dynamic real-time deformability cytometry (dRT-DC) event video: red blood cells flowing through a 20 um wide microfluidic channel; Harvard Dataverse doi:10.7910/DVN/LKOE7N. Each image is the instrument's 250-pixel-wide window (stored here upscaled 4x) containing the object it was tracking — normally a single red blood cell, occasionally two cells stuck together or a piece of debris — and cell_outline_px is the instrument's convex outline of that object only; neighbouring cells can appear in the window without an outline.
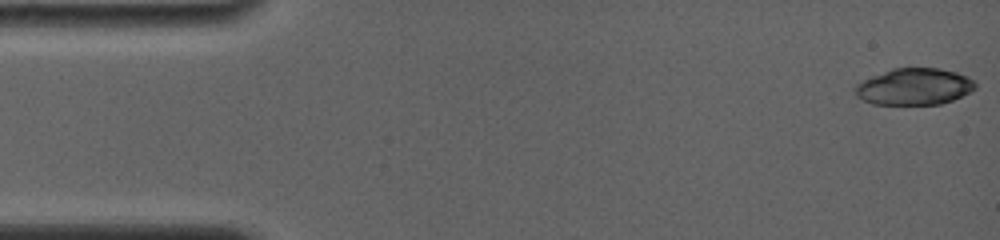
{"species": "common noctule bat (a hibernating species)", "species_latin": "Nyctalus noctula", "temperature_condition": "room temperature", "stored_images_in_passage": 6, "camera_frame_rate_fps": 4000, "um_per_image_px": 0.085, "animal": {"sex": "female", "body_mass_g": 19.0, "forearm_length_mm": 56.7}, "frame": {"image": 1, "passage_image": 1, "time_ms": 0.0, "image_size_px": [1000, 240], "cell_outline_px": [[976, 88], [952, 100], [940, 104], [872, 104], [856, 96], [852, 88], [856, 84], [872, 76], [892, 68], [940, 68], [956, 72], [968, 76], [976, 84]], "centroid_in_image_um": [77.68, 7.36], "position_along_channel_um": 7.3, "area_um2": 25.61}}
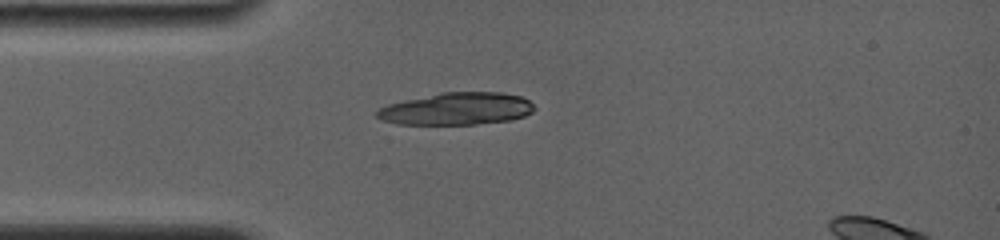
{"frame": {"image": 2, "passage_image": 6, "time_ms": 4.0, "image_size_px": [1000, 240], "cell_outline_px": [[536, 108], [532, 112], [524, 116], [508, 120], [476, 124], [396, 124], [380, 120], [376, 116], [376, 108], [388, 104], [440, 92], [500, 92], [520, 96], [528, 100]], "centroid_in_image_um": [38.78, 9.24], "position_along_channel_um": 46.2, "area_um2": 29.65}}